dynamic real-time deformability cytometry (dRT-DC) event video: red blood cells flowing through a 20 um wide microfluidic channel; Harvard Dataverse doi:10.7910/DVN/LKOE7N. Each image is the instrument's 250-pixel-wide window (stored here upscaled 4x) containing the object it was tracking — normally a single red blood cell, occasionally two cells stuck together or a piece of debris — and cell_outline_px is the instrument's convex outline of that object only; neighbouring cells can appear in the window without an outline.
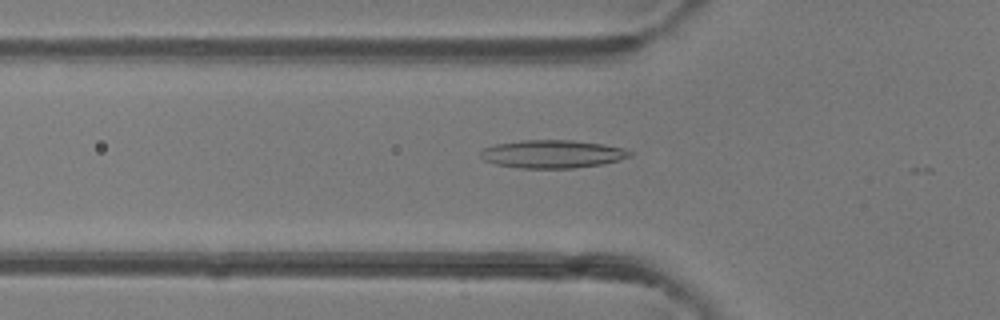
{"species": "common noctule bat (a hibernating species)", "species_latin": "Nyctalus noctula", "temperature_condition": "room temperature", "stored_images_in_passage": 15, "camera_frame_rate_fps": 3000, "um_per_image_px": 0.085, "animal": {"sex": "female"}, "frame": {"image": 1, "passage_image": 5, "time_ms": 1.333, "image_size_px": [1000, 320], "cell_outline_px": [[632, 156], [620, 160], [604, 164], [572, 168], [520, 168], [496, 164], [484, 160], [480, 156], [480, 152], [484, 148], [496, 144], [520, 140], [572, 140], [600, 144], [624, 148], [632, 152]], "centroid_in_image_um": [46.96, 13.09], "position_along_channel_um": 78.8, "area_um2": 24.39}}
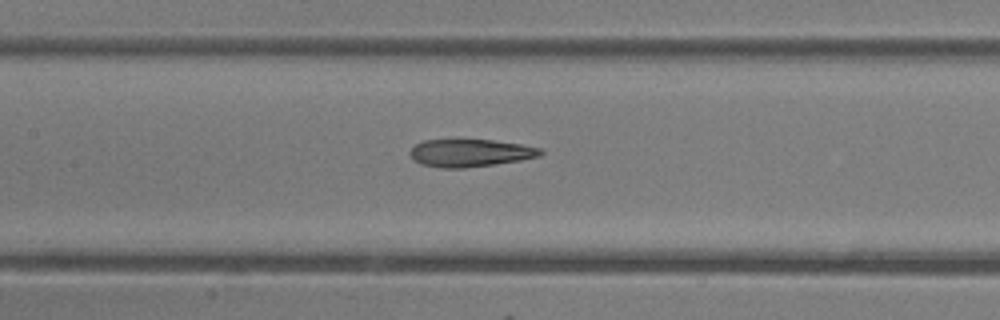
{"frame": {"image": 2, "passage_image": 11, "time_ms": 3.333, "image_size_px": [1000, 320], "cell_outline_px": [[544, 152], [540, 156], [520, 160], [464, 168], [440, 168], [420, 164], [408, 152], [416, 144], [424, 140], [456, 136], [492, 140], [520, 144], [544, 148]], "centroid_in_image_um": [39.94, 12.94], "position_along_channel_um": 167.5, "area_um2": 21.85}}
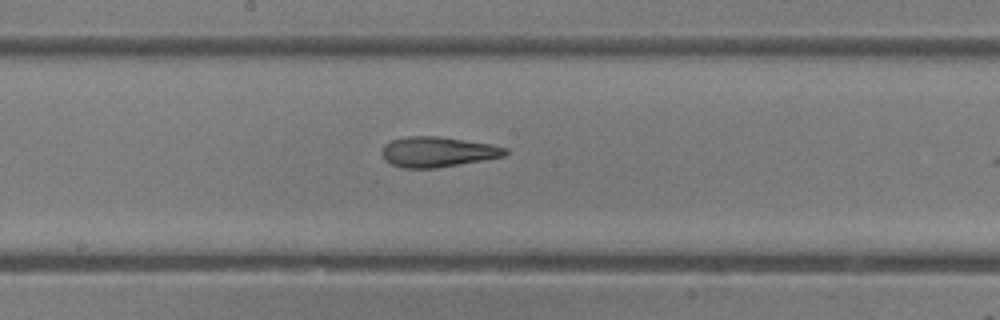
{"frame": {"image": 3, "passage_image": 14, "time_ms": 4.333, "image_size_px": [1000, 320], "cell_outline_px": [[508, 152], [504, 156], [436, 168], [400, 168], [384, 160], [380, 152], [384, 144], [392, 140], [408, 136], [436, 136], [492, 144], [508, 148]], "centroid_in_image_um": [37.16, 12.91], "position_along_channel_um": 211.0, "area_um2": 21.73}}